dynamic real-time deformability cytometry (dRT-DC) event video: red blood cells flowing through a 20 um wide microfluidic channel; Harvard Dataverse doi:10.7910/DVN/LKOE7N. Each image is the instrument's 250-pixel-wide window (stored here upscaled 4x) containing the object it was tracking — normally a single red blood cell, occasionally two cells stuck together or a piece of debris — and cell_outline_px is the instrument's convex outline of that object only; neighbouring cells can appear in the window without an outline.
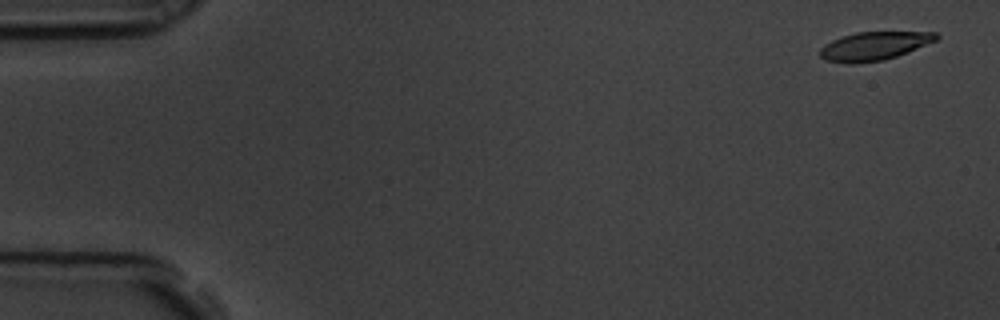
{"species": "common noctule bat (a hibernating species)", "species_latin": "Nyctalus noctula", "temperature_condition": "room temperature", "stored_images_in_passage": 5, "camera_frame_rate_fps": 3000, "um_per_image_px": 0.085, "animal": {"sex": "male", "body_mass_g": 19.5, "forearm_length_mm": 54.6}, "frame": {"image": 1, "passage_image": 1, "time_ms": 0.0, "image_size_px": [1000, 320], "cell_outline_px": [[940, 36], [936, 40], [896, 56], [884, 60], [848, 64], [828, 60], [820, 56], [820, 48], [824, 44], [832, 40], [856, 32], [936, 32]], "centroid_in_image_um": [74.28, 3.9], "position_along_channel_um": 10.7, "area_um2": 18.96}}
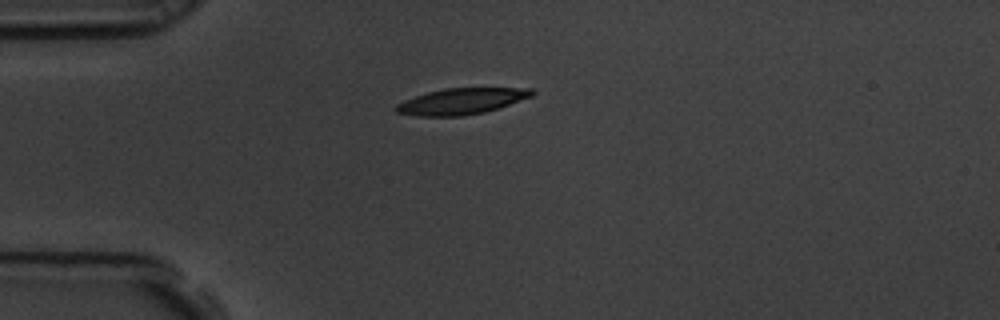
{"frame": {"image": 2, "passage_image": 5, "time_ms": 1.333, "image_size_px": [1000, 320], "cell_outline_px": [[536, 92], [532, 96], [484, 112], [464, 116], [416, 116], [396, 112], [396, 104], [404, 100], [428, 92], [444, 88], [532, 88]], "centroid_in_image_um": [39.21, 8.6], "position_along_channel_um": 45.8, "area_um2": 20.46}}